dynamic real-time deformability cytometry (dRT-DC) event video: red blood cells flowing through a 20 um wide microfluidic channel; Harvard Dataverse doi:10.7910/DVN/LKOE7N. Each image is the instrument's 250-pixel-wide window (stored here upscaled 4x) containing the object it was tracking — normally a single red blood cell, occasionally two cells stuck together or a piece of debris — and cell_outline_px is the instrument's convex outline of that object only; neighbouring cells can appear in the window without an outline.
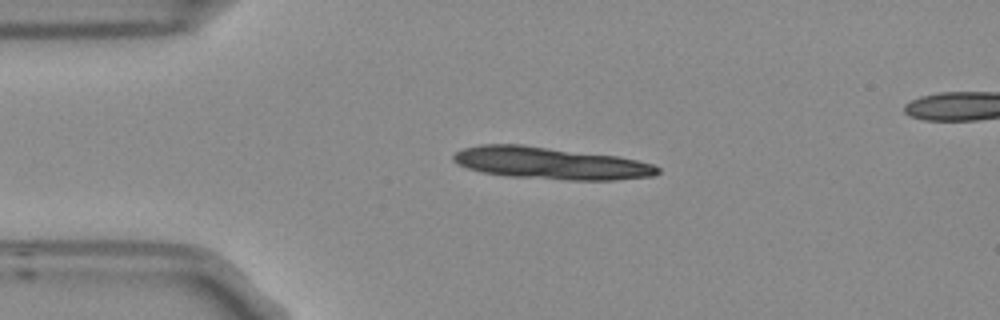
{"species": "Egyptian fruit bat (a non-hibernating species)", "species_latin": "Rousettus aegyptiacus", "temperature_condition": "room temperature", "stored_images_in_passage": 2, "camera_frame_rate_fps": 3000, "um_per_image_px": 0.085, "frame": {"image": 1, "passage_image": 1, "time_ms": 0.0, "image_size_px": [1000, 320], "cell_outline_px": [[660, 172], [652, 176], [612, 180], [564, 180], [504, 176], [480, 172], [456, 164], [452, 160], [452, 156], [456, 152], [464, 148], [480, 144], [520, 144], [616, 156], [636, 160], [652, 164], [660, 168]], "centroid_in_image_um": [46.74, 13.87], "position_along_channel_um": 38.3, "area_um2": 38.26}}